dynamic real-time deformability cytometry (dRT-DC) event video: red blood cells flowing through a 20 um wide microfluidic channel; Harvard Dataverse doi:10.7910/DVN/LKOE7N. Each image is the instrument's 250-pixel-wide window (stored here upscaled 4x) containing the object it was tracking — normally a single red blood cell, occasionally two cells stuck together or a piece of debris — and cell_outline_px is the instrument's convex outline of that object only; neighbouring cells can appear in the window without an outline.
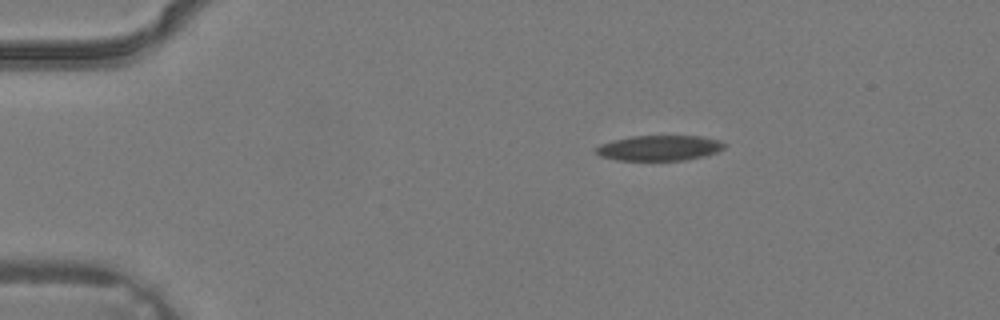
{"species": "common noctule bat (a hibernating species)", "species_latin": "Nyctalus noctula", "temperature_condition": "warm", "stored_images_in_passage": 3, "camera_frame_rate_fps": 3000, "um_per_image_px": 0.085, "animal": {"sex": "male", "body_mass_g": 19.2, "forearm_length_mm": 51.8}, "frame": {"image": 1, "passage_image": 1, "time_ms": 0.0, "image_size_px": [1000, 320], "cell_outline_px": [[724, 148], [716, 152], [704, 156], [684, 160], [616, 160], [600, 156], [592, 148], [600, 144], [612, 140], [632, 136], [700, 136], [720, 140], [724, 144]], "centroid_in_image_um": [55.99, 12.57], "position_along_channel_um": 29.0, "area_um2": 18.96}}